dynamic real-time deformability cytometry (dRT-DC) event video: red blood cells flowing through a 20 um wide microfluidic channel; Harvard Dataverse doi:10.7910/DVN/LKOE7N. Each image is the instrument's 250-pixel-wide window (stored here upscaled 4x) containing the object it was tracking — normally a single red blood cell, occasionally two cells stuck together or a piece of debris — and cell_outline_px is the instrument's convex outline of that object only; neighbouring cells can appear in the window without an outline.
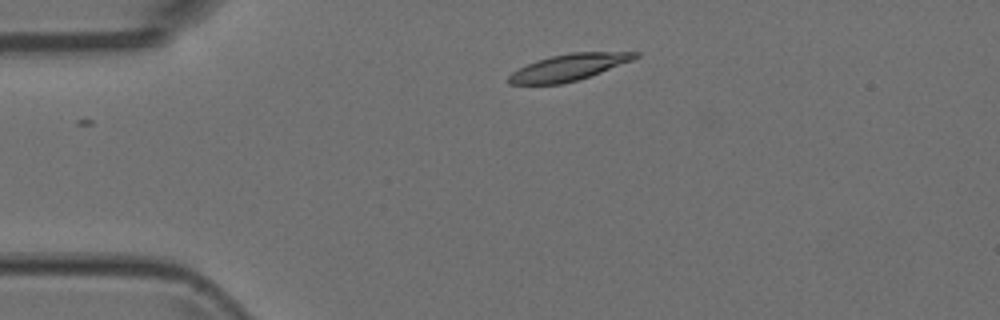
{"species": "Egyptian fruit bat (a non-hibernating species)", "species_latin": "Rousettus aegyptiacus", "temperature_condition": "room temperature", "stored_images_in_passage": 6, "camera_frame_rate_fps": 3000, "um_per_image_px": 0.085, "animal": {"sex": "female"}, "frame": {"image": 1, "passage_image": 6, "time_ms": 1.667, "image_size_px": [1000, 320], "cell_outline_px": [[640, 56], [632, 60], [600, 72], [576, 80], [560, 84], [508, 84], [508, 76], [512, 72], [536, 60], [552, 56], [572, 52], [640, 52]], "centroid_in_image_um": [48.33, 5.72], "position_along_channel_um": 36.7, "area_um2": 19.19}}